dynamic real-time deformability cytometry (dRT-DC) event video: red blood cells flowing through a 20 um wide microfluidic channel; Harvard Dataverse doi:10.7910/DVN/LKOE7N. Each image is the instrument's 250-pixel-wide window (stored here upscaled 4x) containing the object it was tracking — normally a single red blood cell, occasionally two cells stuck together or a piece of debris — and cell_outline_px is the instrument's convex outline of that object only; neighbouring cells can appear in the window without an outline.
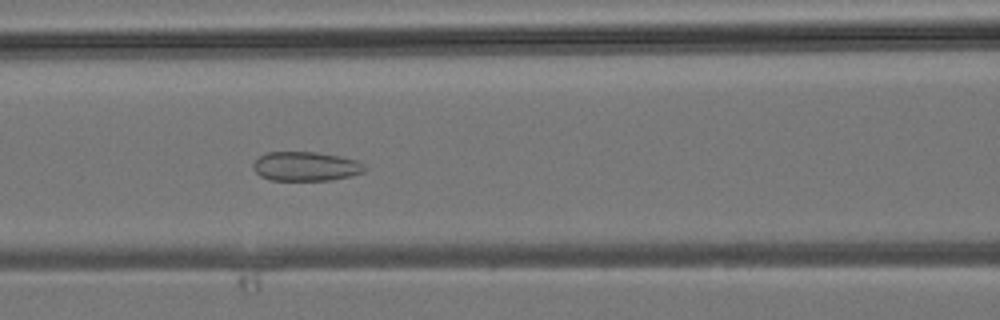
{"species": "common noctule bat (a hibernating species)", "species_latin": "Nyctalus noctula", "temperature_condition": "room temperature", "stored_images_in_passage": 39, "camera_frame_rate_fps": 3000, "um_per_image_px": 0.085, "animal": {"sex": "male", "body_mass_g": 19.2, "forearm_length_mm": 51.8}, "frame": {"image": 1, "passage_image": 17, "time_ms": 5.333, "image_size_px": [1000, 320], "cell_outline_px": [[368, 168], [364, 172], [352, 176], [332, 180], [272, 180], [260, 176], [252, 168], [252, 164], [260, 156], [268, 152], [316, 152], [340, 156], [356, 160], [364, 164]], "centroid_in_image_um": [26.02, 14.14], "position_along_channel_um": 140.6, "area_um2": 19.13}}
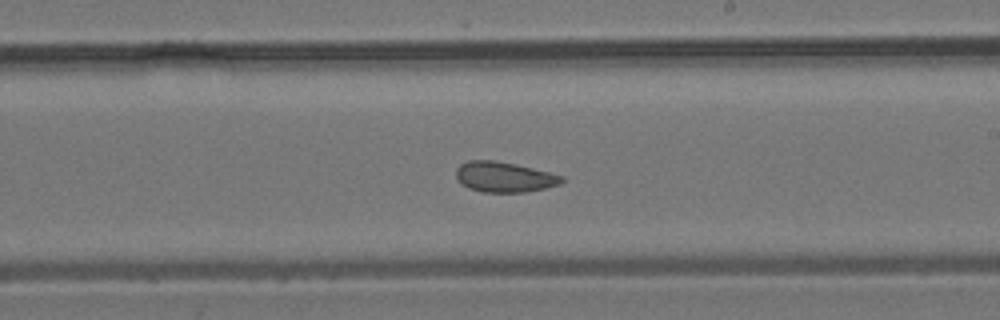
{"frame": {"image": 2, "passage_image": 23, "time_ms": 7.333, "image_size_px": [1000, 320], "cell_outline_px": [[564, 180], [560, 184], [544, 188], [524, 192], [484, 192], [468, 188], [460, 184], [456, 176], [456, 168], [460, 164], [468, 160], [496, 160], [516, 164], [564, 176]], "centroid_in_image_um": [42.82, 15.04], "position_along_channel_um": 246.2, "area_um2": 18.73}}
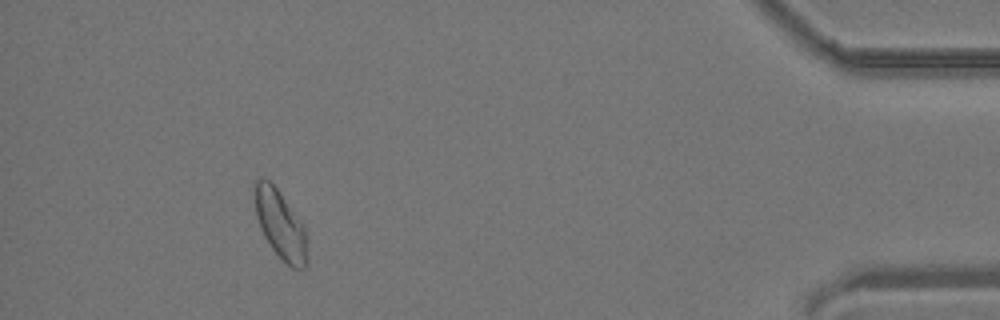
{"frame": {"image": 3, "passage_image": 36, "time_ms": 11.667, "image_size_px": [1000, 320], "cell_outline_px": [[308, 264], [304, 268], [292, 268], [272, 248], [264, 236], [260, 228], [256, 216], [252, 188], [252, 184], [256, 180], [268, 180], [276, 188], [304, 224], [308, 260]], "centroid_in_image_um": [23.81, 19.07], "position_along_channel_um": 411.4, "area_um2": 20.98}}